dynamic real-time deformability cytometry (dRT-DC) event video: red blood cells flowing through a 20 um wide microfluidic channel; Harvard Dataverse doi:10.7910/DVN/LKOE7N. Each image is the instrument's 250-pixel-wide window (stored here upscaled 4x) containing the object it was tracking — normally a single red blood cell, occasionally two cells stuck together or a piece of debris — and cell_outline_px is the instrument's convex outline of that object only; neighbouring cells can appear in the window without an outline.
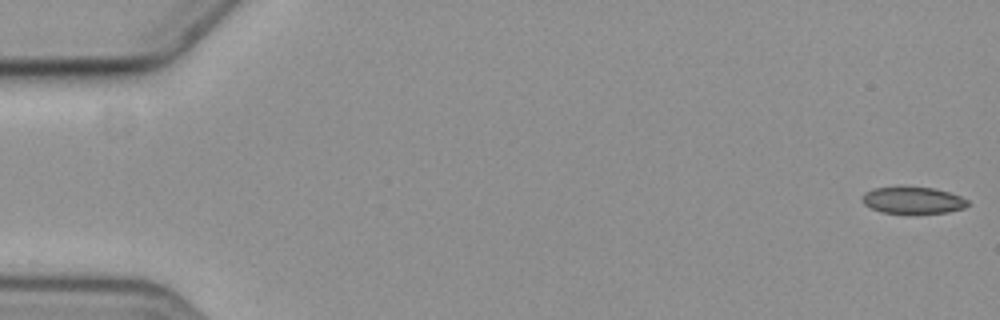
{"species": "common noctule bat (a hibernating species)", "species_latin": "Nyctalus noctula", "temperature_condition": "cold", "stored_images_in_passage": 5, "camera_frame_rate_fps": 3000, "um_per_image_px": 0.085, "animal": {"sex": "female", "body_mass_g": 19.3, "forearm_length_mm": 54.1}, "frame": {"image": 1, "passage_image": 1, "time_ms": 0.0, "image_size_px": [1000, 320], "cell_outline_px": [[968, 204], [964, 208], [948, 212], [884, 212], [872, 208], [864, 204], [860, 200], [860, 196], [864, 192], [872, 188], [936, 188], [960, 196], [968, 200]], "centroid_in_image_um": [77.57, 17.01], "position_along_channel_um": 7.4, "area_um2": 15.95}}
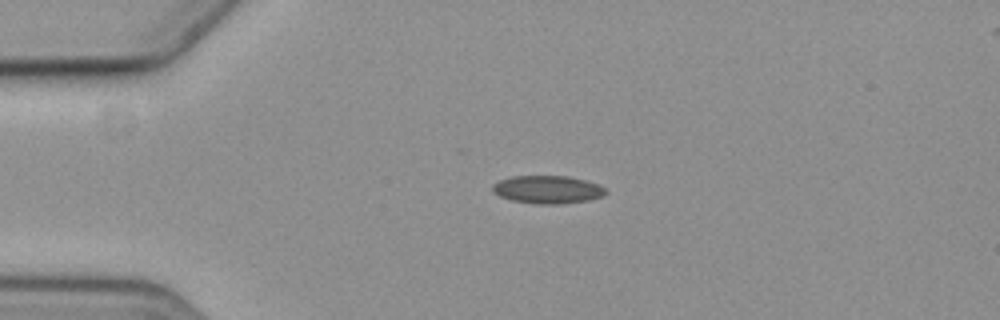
{"frame": {"image": 2, "passage_image": 4, "time_ms": 4.333, "image_size_px": [1000, 320], "cell_outline_px": [[608, 192], [604, 196], [588, 200], [560, 204], [536, 204], [512, 200], [500, 196], [492, 188], [492, 184], [500, 180], [512, 176], [568, 176], [584, 180], [596, 184], [604, 188]], "centroid_in_image_um": [46.56, 16.11], "position_along_channel_um": 38.4, "area_um2": 18.26}}
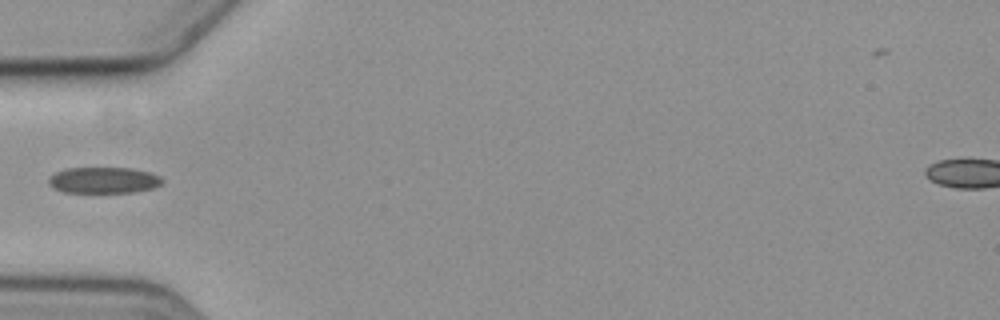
{"frame": {"image": 3, "passage_image": 5, "time_ms": 6.333, "image_size_px": [1000, 320], "cell_outline_px": [[164, 180], [160, 184], [152, 188], [136, 192], [64, 192], [52, 188], [48, 184], [48, 180], [56, 172], [64, 168], [132, 168], [152, 172], [160, 176]], "centroid_in_image_um": [8.82, 15.31], "position_along_channel_um": 76.2, "area_um2": 17.4}}